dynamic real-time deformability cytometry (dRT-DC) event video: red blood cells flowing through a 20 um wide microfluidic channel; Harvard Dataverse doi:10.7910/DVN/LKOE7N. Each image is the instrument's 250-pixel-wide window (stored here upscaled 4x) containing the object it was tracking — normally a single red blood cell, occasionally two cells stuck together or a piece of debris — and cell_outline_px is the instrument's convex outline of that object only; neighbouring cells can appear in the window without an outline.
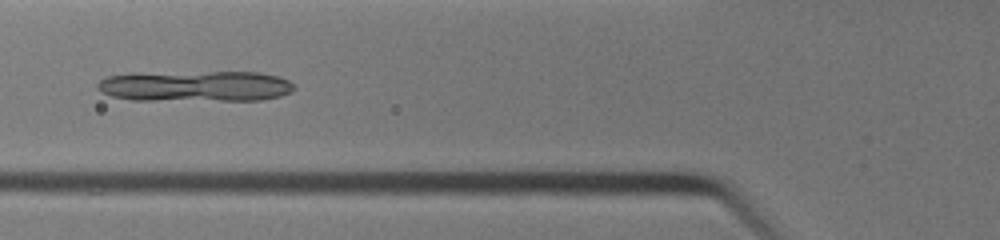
{"species": "common noctule bat (a hibernating species)", "species_latin": "Nyctalus noctula", "temperature_condition": "warm", "stored_images_in_passage": 35, "camera_frame_rate_fps": 3000, "um_per_image_px": 0.085, "animal": {"sex": "female", "body_mass_g": 19.0, "forearm_length_mm": 51.5}, "frame": {"image": 1, "passage_image": 14, "time_ms": 4.333, "image_size_px": [1000, 240], "cell_outline_px": [[296, 88], [292, 92], [280, 96], [260, 100], [132, 100], [112, 96], [100, 92], [96, 88], [96, 84], [100, 80], [108, 76], [132, 72], [260, 72], [280, 76], [296, 84]], "centroid_in_image_um": [16.61, 7.31], "position_along_channel_um": 109.2, "area_um2": 36.07}}
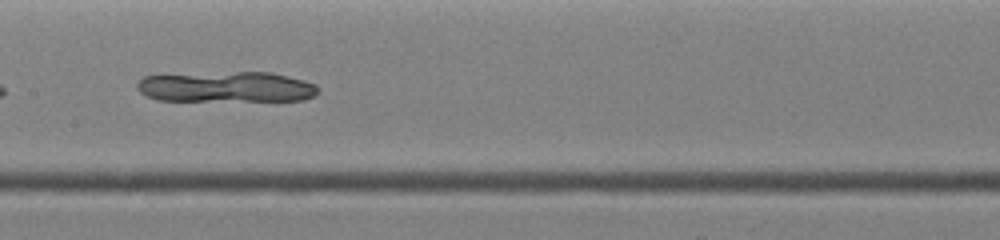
{"frame": {"image": 2, "passage_image": 19, "time_ms": 6.0, "image_size_px": [1000, 240], "cell_outline_px": [[320, 88], [312, 96], [304, 100], [156, 100], [144, 96], [136, 88], [136, 84], [144, 76], [236, 72], [272, 72], [304, 80], [316, 84]], "centroid_in_image_um": [19.24, 7.39], "position_along_channel_um": 188.2, "area_um2": 32.02}}
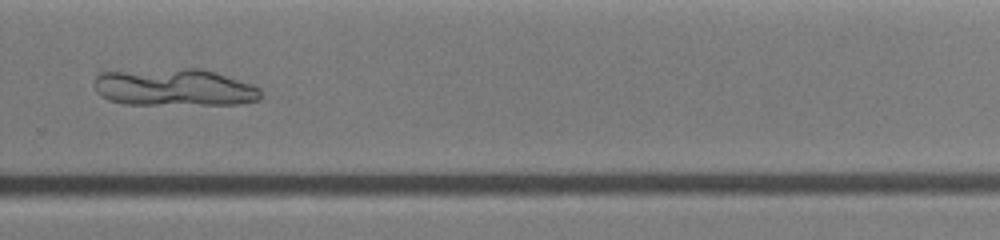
{"frame": {"image": 3, "passage_image": 27, "time_ms": 8.667, "image_size_px": [1000, 240], "cell_outline_px": [[260, 100], [240, 104], [124, 104], [108, 100], [100, 96], [96, 92], [96, 76], [100, 72], [184, 68], [200, 68], [216, 72], [256, 84], [260, 88]], "centroid_in_image_um": [14.87, 7.43], "position_along_channel_um": 314.9, "area_um2": 36.47}}